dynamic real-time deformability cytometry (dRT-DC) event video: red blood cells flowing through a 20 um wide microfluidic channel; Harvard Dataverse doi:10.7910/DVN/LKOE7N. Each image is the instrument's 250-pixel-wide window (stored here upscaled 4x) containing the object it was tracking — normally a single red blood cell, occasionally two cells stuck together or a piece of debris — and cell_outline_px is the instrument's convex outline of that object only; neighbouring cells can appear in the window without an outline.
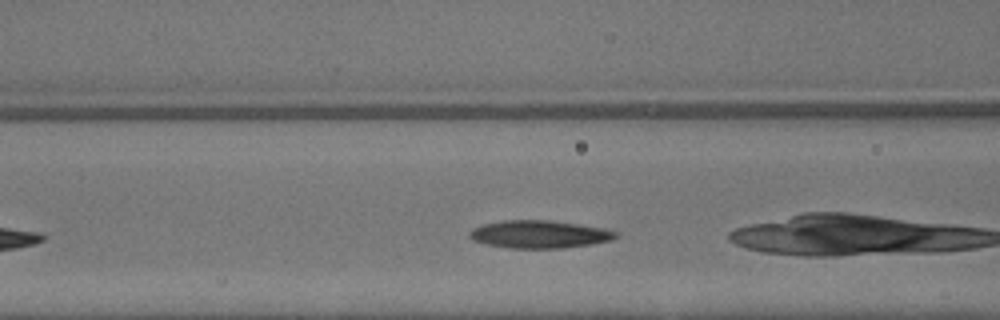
{"species": "common noctule bat (a hibernating species)", "species_latin": "Nyctalus noctula", "temperature_condition": "warm", "stored_images_in_passage": 5, "camera_frame_rate_fps": 3000, "um_per_image_px": 0.085, "animal": {"sex": "male", "body_mass_g": 13.3}, "frame": {"image": 1, "passage_image": 3, "time_ms": 0.667, "image_size_px": [1000, 320], "cell_outline_px": [[616, 236], [612, 240], [592, 244], [564, 248], [512, 248], [488, 244], [472, 240], [468, 236], [468, 232], [472, 228], [480, 224], [504, 220], [548, 220], [604, 228], [616, 232]], "centroid_in_image_um": [45.79, 19.91], "position_along_channel_um": 120.8, "area_um2": 23.58}}